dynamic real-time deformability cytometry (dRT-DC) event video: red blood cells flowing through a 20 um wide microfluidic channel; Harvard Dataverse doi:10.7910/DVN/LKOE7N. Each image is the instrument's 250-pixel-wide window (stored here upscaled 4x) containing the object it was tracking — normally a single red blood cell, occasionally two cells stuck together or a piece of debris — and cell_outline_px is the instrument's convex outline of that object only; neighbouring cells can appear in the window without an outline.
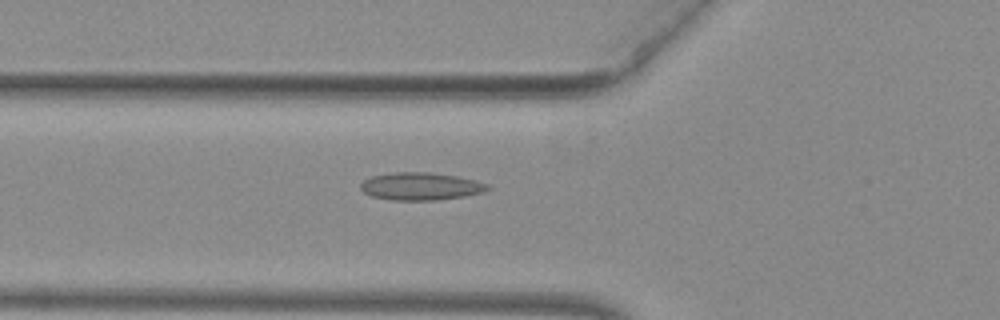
{"species": "common noctule bat (a hibernating species)", "species_latin": "Nyctalus noctula", "temperature_condition": "warm", "stored_images_in_passage": 6, "camera_frame_rate_fps": 3000, "um_per_image_px": 0.085, "animal": {"sex": "female", "body_mass_g": 29.2, "forearm_length_mm": 56.3}, "frame": {"image": 1, "passage_image": 2, "time_ms": 0.333, "image_size_px": [1000, 320], "cell_outline_px": [[492, 188], [484, 192], [464, 196], [436, 200], [392, 200], [372, 196], [364, 192], [360, 188], [360, 184], [364, 180], [372, 176], [396, 172], [432, 172], [456, 176], [476, 180], [488, 184]], "centroid_in_image_um": [35.79, 15.83], "position_along_channel_um": 90.0, "area_um2": 20.46}}